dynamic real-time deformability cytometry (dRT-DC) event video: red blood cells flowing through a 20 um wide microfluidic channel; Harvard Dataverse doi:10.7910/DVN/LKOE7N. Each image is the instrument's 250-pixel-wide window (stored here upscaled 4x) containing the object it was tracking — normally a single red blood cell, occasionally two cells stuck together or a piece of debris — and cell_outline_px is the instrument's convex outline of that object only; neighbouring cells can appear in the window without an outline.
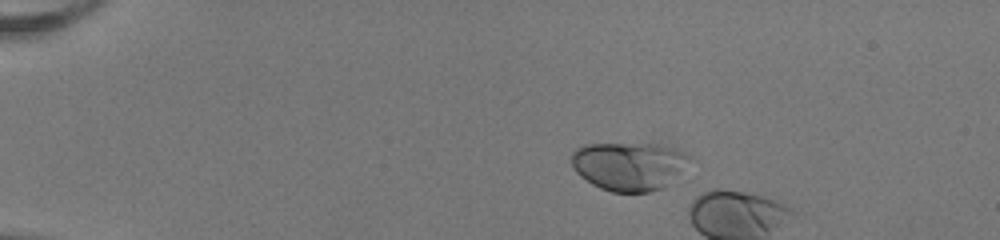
{"species": "human", "species_latin": "Homo sapiens", "temperature_condition": "room temperature", "stored_images_in_passage": 7, "camera_frame_rate_fps": 3000, "um_per_image_px": 0.085, "donor": {"sex": "female"}, "frame": {"image": 1, "passage_image": 1, "time_ms": 0.0, "image_size_px": [1000, 240], "cell_outline_px": [[696, 160], [664, 188], [648, 192], [612, 192], [600, 188], [592, 184], [580, 176], [576, 172], [572, 164], [572, 152], [576, 148], [584, 144], [660, 144], [676, 148], [692, 156]], "centroid_in_image_um": [53.55, 14.11], "position_along_channel_um": 31.5, "area_um2": 33.99}}